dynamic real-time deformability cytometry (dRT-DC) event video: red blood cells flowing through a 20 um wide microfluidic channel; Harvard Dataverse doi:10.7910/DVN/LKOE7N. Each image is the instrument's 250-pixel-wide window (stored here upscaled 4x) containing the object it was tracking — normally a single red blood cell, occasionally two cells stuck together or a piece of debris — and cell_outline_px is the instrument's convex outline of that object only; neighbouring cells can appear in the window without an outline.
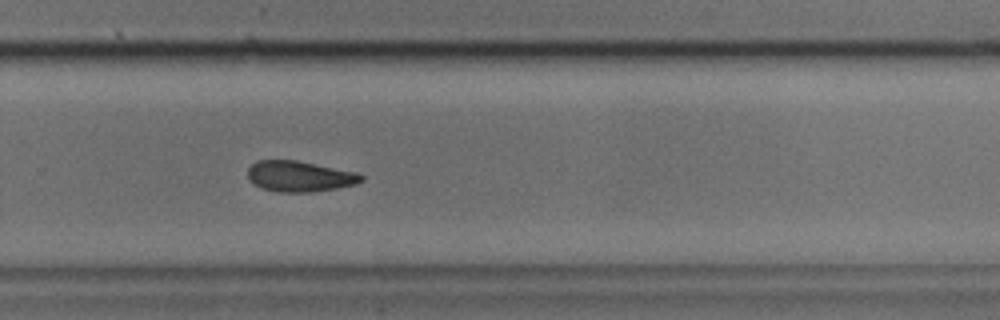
{"species": "common noctule bat (a hibernating species)", "species_latin": "Nyctalus noctula", "temperature_condition": "cold", "stored_images_in_passage": 34, "camera_frame_rate_fps": 3000, "um_per_image_px": 0.085, "animal": {"sex": "male", "body_mass_g": 17.9, "forearm_length_mm": 54.2}, "frame": {"image": 1, "passage_image": 20, "time_ms": 6.333, "image_size_px": [1000, 320], "cell_outline_px": [[364, 180], [356, 184], [336, 188], [308, 192], [280, 192], [260, 188], [248, 180], [248, 168], [256, 160], [296, 160], [356, 172], [364, 176]], "centroid_in_image_um": [25.44, 14.98], "position_along_channel_um": 304.4, "area_um2": 20.35}}